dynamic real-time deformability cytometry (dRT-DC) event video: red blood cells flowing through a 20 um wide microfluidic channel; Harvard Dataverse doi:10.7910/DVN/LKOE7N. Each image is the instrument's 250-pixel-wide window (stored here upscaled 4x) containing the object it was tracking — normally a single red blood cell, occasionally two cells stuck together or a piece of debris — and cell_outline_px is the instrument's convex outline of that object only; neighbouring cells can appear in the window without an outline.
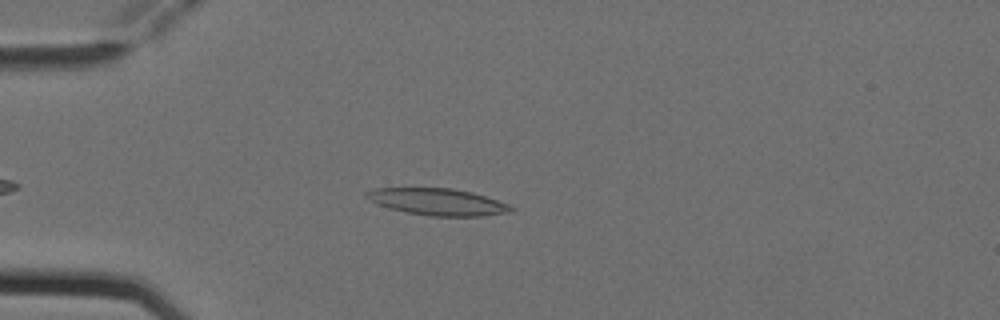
{"species": "Egyptian fruit bat (a non-hibernating species)", "species_latin": "Rousettus aegyptiacus", "temperature_condition": "cold", "stored_images_in_passage": 2, "camera_frame_rate_fps": 3000, "um_per_image_px": 0.085, "animal": {"sex": "female"}, "frame": {"image": 1, "passage_image": 2, "time_ms": 0.333, "image_size_px": [1000, 320], "cell_outline_px": [[516, 208], [512, 212], [480, 216], [432, 216], [408, 212], [388, 208], [376, 204], [364, 196], [364, 192], [372, 188], [452, 188], [472, 192], [508, 204]], "centroid_in_image_um": [37.17, 17.15], "position_along_channel_um": 47.8, "area_um2": 22.6}}